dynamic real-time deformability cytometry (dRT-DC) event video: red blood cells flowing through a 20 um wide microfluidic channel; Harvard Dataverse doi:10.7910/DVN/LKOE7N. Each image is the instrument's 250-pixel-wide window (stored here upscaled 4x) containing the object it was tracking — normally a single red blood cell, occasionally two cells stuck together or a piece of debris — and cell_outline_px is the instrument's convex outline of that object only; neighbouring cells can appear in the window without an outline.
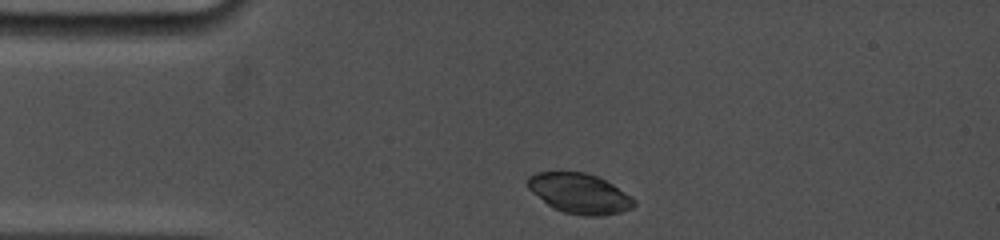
{"species": "common noctule bat (a hibernating species)", "species_latin": "Nyctalus noctula", "temperature_condition": "cold", "stored_images_in_passage": 9, "camera_frame_rate_fps": 5000, "um_per_image_px": 0.085, "animal": {"sex": "female", "body_mass_g": 19.0, "forearm_length_mm": 53.3}, "frame": {"image": 1, "passage_image": 1, "time_ms": 0.0, "image_size_px": [1000, 240], "cell_outline_px": [[636, 204], [632, 208], [620, 212], [600, 216], [584, 216], [564, 212], [552, 208], [532, 192], [528, 188], [528, 176], [536, 172], [584, 172], [596, 176], [612, 184], [632, 196], [636, 200]], "centroid_in_image_um": [49.27, 16.45], "position_along_channel_um": 35.7, "area_um2": 24.8}}
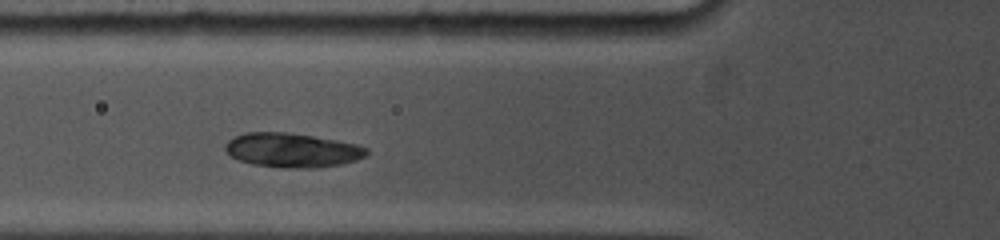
{"frame": {"image": 2, "passage_image": 4, "time_ms": 2.6, "image_size_px": [1000, 240], "cell_outline_px": [[368, 152], [364, 156], [356, 160], [340, 164], [316, 168], [284, 168], [252, 164], [236, 160], [224, 148], [224, 144], [232, 136], [244, 132], [288, 132], [336, 140], [356, 144], [368, 148]], "centroid_in_image_um": [24.78, 12.76], "position_along_channel_um": 101.0, "area_um2": 28.38}}
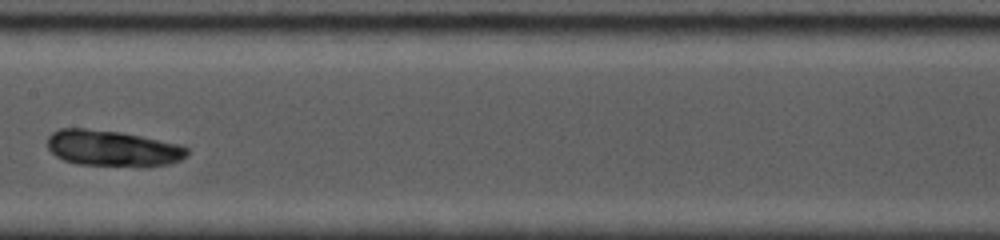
{"frame": {"image": 3, "passage_image": 8, "time_ms": 5.2, "image_size_px": [1000, 240], "cell_outline_px": [[188, 156], [180, 160], [168, 164], [144, 168], [140, 168], [80, 164], [64, 160], [56, 156], [48, 148], [48, 136], [52, 132], [60, 128], [88, 128], [120, 132], [180, 144], [188, 148]], "centroid_in_image_um": [9.6, 12.63], "position_along_channel_um": 197.8, "area_um2": 29.82}}